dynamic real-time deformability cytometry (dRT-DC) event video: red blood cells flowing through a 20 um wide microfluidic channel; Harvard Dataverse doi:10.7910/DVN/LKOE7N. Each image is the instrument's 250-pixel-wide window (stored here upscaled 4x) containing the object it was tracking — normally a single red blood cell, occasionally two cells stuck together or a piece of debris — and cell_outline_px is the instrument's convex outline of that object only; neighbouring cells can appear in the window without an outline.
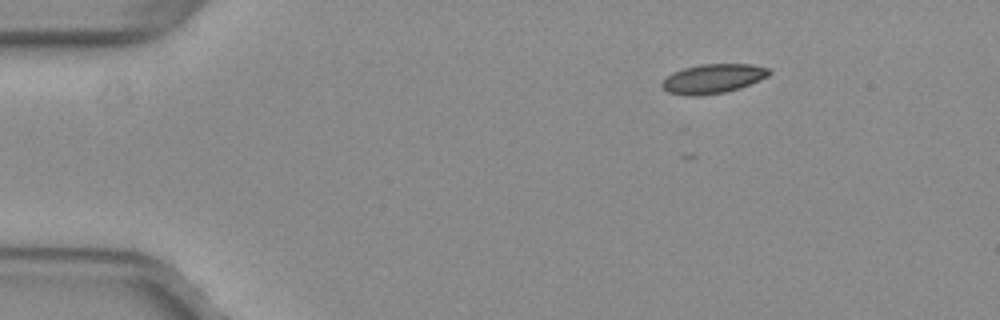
{"species": "common noctule bat (a hibernating species)", "species_latin": "Nyctalus noctula", "temperature_condition": "warm", "stored_images_in_passage": 36, "camera_frame_rate_fps": 3000, "um_per_image_px": 0.085, "animal": {"sex": "female", "body_mass_g": 29.2, "forearm_length_mm": 56.3}, "frame": {"image": 1, "passage_image": 1, "time_ms": 0.0, "image_size_px": [1000, 320], "cell_outline_px": [[772, 72], [768, 76], [760, 80], [740, 88], [724, 92], [700, 96], [688, 96], [668, 92], [660, 84], [672, 72], [684, 68], [700, 64], [752, 64], [772, 68]], "centroid_in_image_um": [60.64, 6.68], "position_along_channel_um": 24.4, "area_um2": 18.44}}
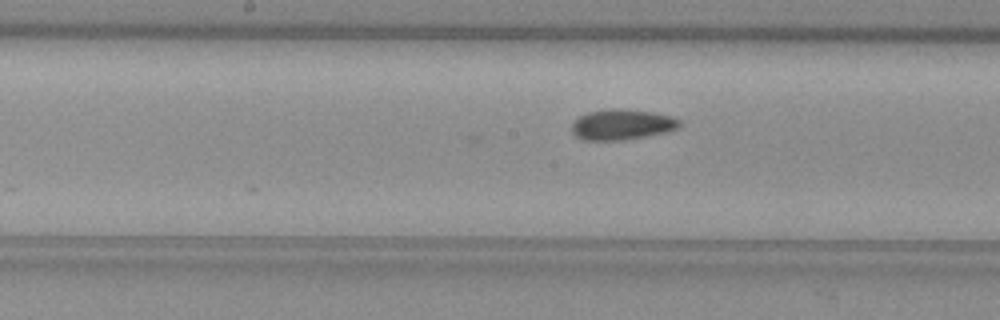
{"frame": {"image": 2, "passage_image": 20, "time_ms": 6.333, "image_size_px": [1000, 320], "cell_outline_px": [[680, 124], [676, 128], [668, 132], [624, 140], [580, 140], [572, 132], [572, 120], [588, 112], [608, 108], [620, 108], [652, 112], [672, 116], [680, 120]], "centroid_in_image_um": [52.83, 10.58], "position_along_channel_um": 195.4, "area_um2": 19.36}}
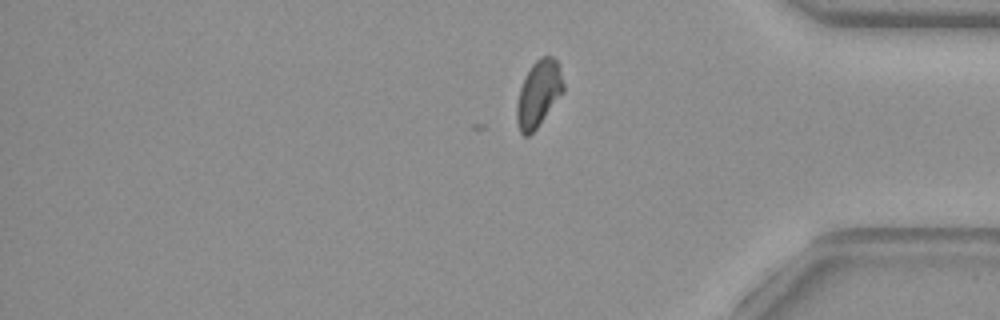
{"frame": {"image": 3, "passage_image": 36, "time_ms": 11.667, "image_size_px": [1000, 320], "cell_outline_px": [[564, 92], [536, 128], [528, 136], [524, 136], [520, 132], [516, 120], [516, 104], [520, 88], [524, 76], [532, 64], [540, 56], [552, 56], [556, 60], [564, 84]], "centroid_in_image_um": [45.76, 7.95], "position_along_channel_um": 389.4, "area_um2": 17.98}, "authors_computed_cell_mechanics": {"area_um2": 18.6405, "velocity_mm_per_s": 3.9968, "shape_relaxation_time_tau1_ms": null, "shape_relaxation_time_tau2_ms": 1.2465, "deformation_change_tau1": null, "deformation_change_tau2": 0.0669}}